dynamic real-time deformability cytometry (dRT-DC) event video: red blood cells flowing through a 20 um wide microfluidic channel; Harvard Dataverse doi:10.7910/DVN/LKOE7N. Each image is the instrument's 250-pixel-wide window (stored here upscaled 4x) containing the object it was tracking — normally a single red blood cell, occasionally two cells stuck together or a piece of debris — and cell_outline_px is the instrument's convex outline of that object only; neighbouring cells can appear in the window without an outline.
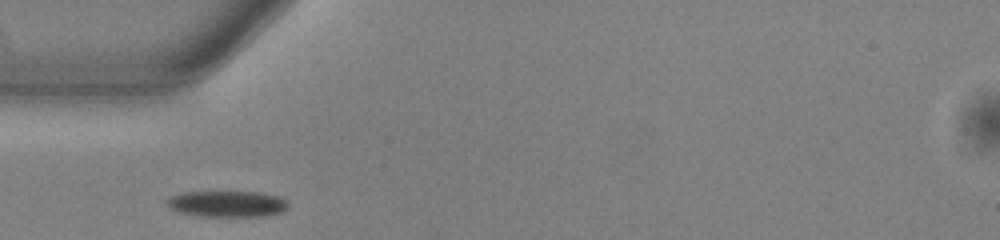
{"species": "common noctule bat (a hibernating species)", "species_latin": "Nyctalus noctula", "temperature_condition": "warm", "stored_images_in_passage": 29, "camera_frame_rate_fps": 3000, "um_per_image_px": 0.085, "animal": {"sex": "male", "body_mass_g": 13.0, "forearm_length_mm": 53.1}, "frame": {"image": 1, "passage_image": 1, "time_ms": 0.0, "image_size_px": [1000, 240], "cell_outline_px": [[288, 208], [284, 212], [268, 216], [204, 216], [180, 212], [172, 208], [164, 200], [168, 196], [180, 192], [264, 192], [280, 196], [288, 200]], "centroid_in_image_um": [19.38, 17.31], "position_along_channel_um": 65.6, "area_um2": 18.79}}
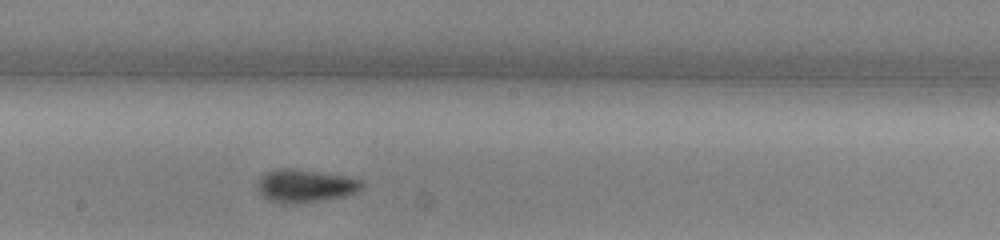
{"frame": {"image": 2, "passage_image": 13, "time_ms": 4.0, "image_size_px": [1000, 240], "cell_outline_px": [[364, 188], [356, 192], [344, 196], [320, 200], [292, 204], [280, 204], [268, 200], [260, 192], [256, 184], [256, 180], [264, 172], [276, 168], [288, 168], [344, 176], [360, 180], [364, 184]], "centroid_in_image_um": [25.87, 15.8], "position_along_channel_um": 222.3, "area_um2": 20.06}}
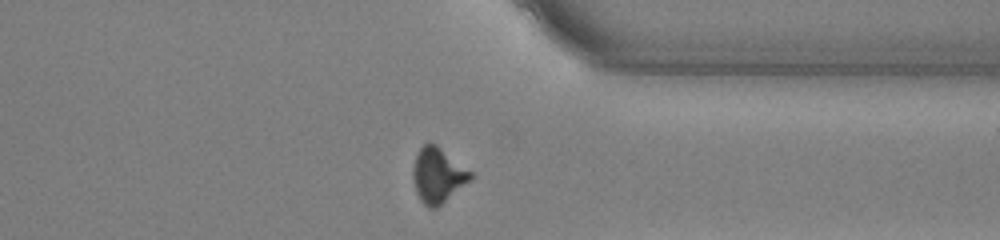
{"frame": {"image": 3, "passage_image": 25, "time_ms": 8.0, "image_size_px": [1000, 240], "cell_outline_px": [[472, 176], [468, 180], [436, 208], [428, 208], [420, 200], [416, 192], [412, 176], [412, 172], [416, 156], [420, 148], [424, 144], [436, 144], [472, 172]], "centroid_in_image_um": [37.17, 14.89], "position_along_channel_um": 374.2, "area_um2": 17.86}, "authors_computed_cell_mechanics": {"area_um2": 18.7272, "velocity_mm_per_s": 3.9233, "shape_relaxation_time_tau1_ms": 2.5835, "shape_relaxation_time_tau2_ms": 3.2371, "deformation_change_tau1": 0.1285, "deformation_change_tau2": 0.1058}}